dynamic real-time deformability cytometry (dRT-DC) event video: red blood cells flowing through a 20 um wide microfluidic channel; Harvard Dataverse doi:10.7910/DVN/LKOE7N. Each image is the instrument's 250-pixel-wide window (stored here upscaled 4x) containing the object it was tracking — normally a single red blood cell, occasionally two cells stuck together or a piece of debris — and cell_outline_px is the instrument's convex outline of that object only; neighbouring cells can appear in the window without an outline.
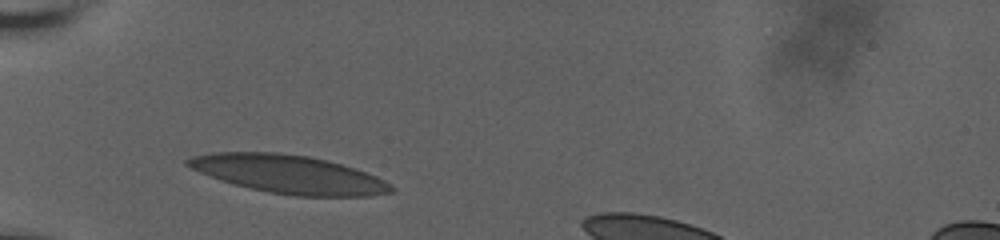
{"species": "human", "species_latin": "Homo sapiens", "temperature_condition": "room temperature", "stored_images_in_passage": 7, "camera_frame_rate_fps": 3000, "um_per_image_px": 0.085, "donor": {"sex": "male"}, "frame": {"image": 1, "passage_image": 1, "time_ms": 0.0, "image_size_px": [1000, 240], "cell_outline_px": [[396, 188], [392, 192], [372, 196], [296, 196], [268, 192], [248, 188], [220, 180], [200, 172], [184, 164], [184, 160], [192, 156], [212, 152], [280, 152], [308, 156], [328, 160], [376, 176], [384, 180]], "centroid_in_image_um": [24.52, 14.81], "position_along_channel_um": 60.5, "area_um2": 45.37}}
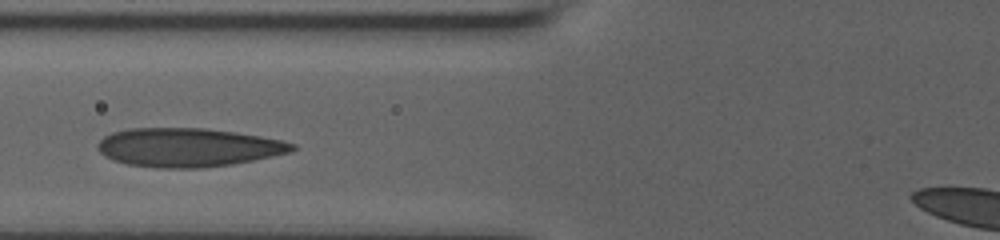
{"frame": {"image": 2, "passage_image": 4, "time_ms": 1.667, "image_size_px": [1000, 240], "cell_outline_px": [[296, 148], [292, 152], [232, 164], [200, 168], [156, 168], [128, 164], [112, 160], [104, 156], [96, 148], [96, 144], [104, 136], [112, 132], [128, 128], [204, 128], [236, 132], [260, 136], [280, 140], [296, 144]], "centroid_in_image_um": [15.95, 12.53], "position_along_channel_um": 109.9, "area_um2": 44.04}}
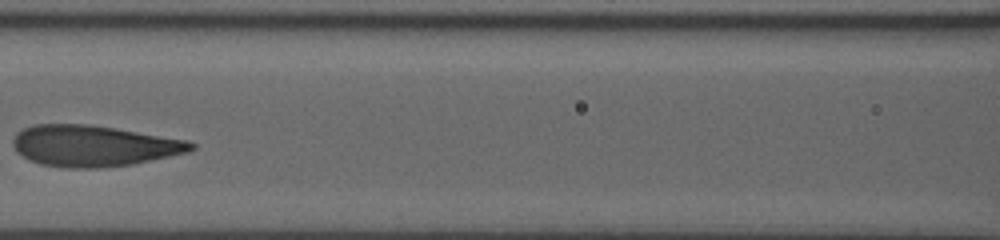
{"frame": {"image": 3, "passage_image": 6, "time_ms": 3.0, "image_size_px": [1000, 240], "cell_outline_px": [[196, 148], [188, 152], [132, 164], [100, 168], [60, 168], [40, 164], [28, 160], [16, 152], [12, 144], [12, 140], [16, 132], [24, 128], [36, 124], [88, 124], [188, 140], [196, 144]], "centroid_in_image_um": [7.91, 12.4], "position_along_channel_um": 158.7, "area_um2": 42.83}}